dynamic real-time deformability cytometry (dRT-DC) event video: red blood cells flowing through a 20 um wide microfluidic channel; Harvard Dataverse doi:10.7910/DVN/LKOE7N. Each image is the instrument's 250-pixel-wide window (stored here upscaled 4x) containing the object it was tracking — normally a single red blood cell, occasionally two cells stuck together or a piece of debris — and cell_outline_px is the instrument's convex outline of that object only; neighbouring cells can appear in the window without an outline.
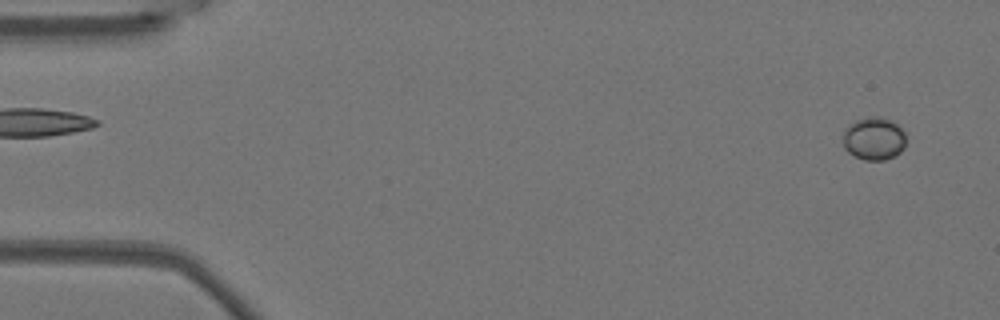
{"species": "Egyptian fruit bat (a non-hibernating species)", "species_latin": "Rousettus aegyptiacus", "temperature_condition": "warm", "stored_images_in_passage": 54, "camera_frame_rate_fps": 3000, "um_per_image_px": 0.085, "animal": {"sex": "female"}, "frame": {"image": 1, "passage_image": 3, "time_ms": 0.667, "image_size_px": [1000, 320], "cell_outline_px": [[904, 148], [896, 156], [884, 160], [864, 160], [848, 152], [844, 148], [844, 132], [848, 124], [856, 120], [872, 116], [876, 116], [888, 120], [896, 124], [904, 132]], "centroid_in_image_um": [74.27, 11.8], "position_along_channel_um": 10.7, "area_um2": 15.55}}
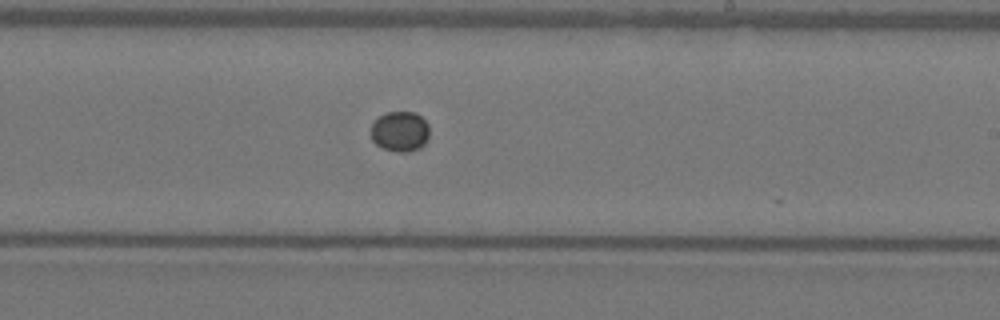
{"frame": {"image": 2, "passage_image": 32, "time_ms": 10.333, "image_size_px": [1000, 320], "cell_outline_px": [[428, 136], [424, 144], [420, 148], [408, 152], [396, 152], [384, 148], [376, 144], [372, 140], [372, 124], [380, 116], [388, 112], [416, 112], [428, 124]], "centroid_in_image_um": [34.01, 11.18], "position_along_channel_um": 255.0, "area_um2": 13.58}}
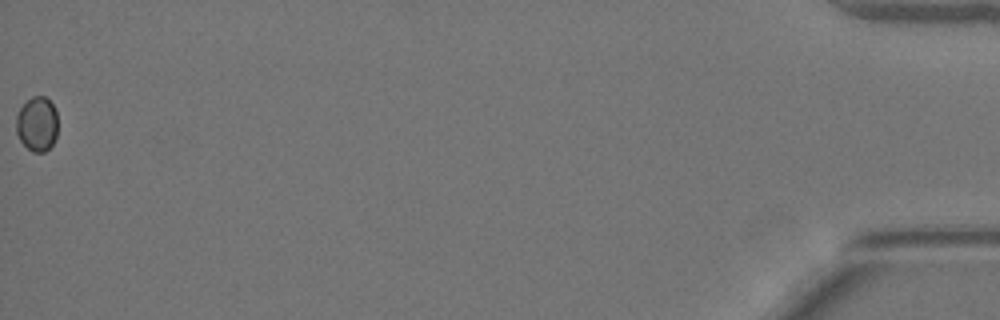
{"frame": {"image": 3, "passage_image": 54, "time_ms": 17.667, "image_size_px": [1000, 320], "cell_outline_px": [[56, 136], [52, 144], [44, 152], [32, 152], [20, 140], [16, 132], [16, 116], [20, 108], [32, 96], [44, 96], [56, 108]], "centroid_in_image_um": [3.13, 10.53], "position_along_channel_um": 432.1, "area_um2": 13.12}}